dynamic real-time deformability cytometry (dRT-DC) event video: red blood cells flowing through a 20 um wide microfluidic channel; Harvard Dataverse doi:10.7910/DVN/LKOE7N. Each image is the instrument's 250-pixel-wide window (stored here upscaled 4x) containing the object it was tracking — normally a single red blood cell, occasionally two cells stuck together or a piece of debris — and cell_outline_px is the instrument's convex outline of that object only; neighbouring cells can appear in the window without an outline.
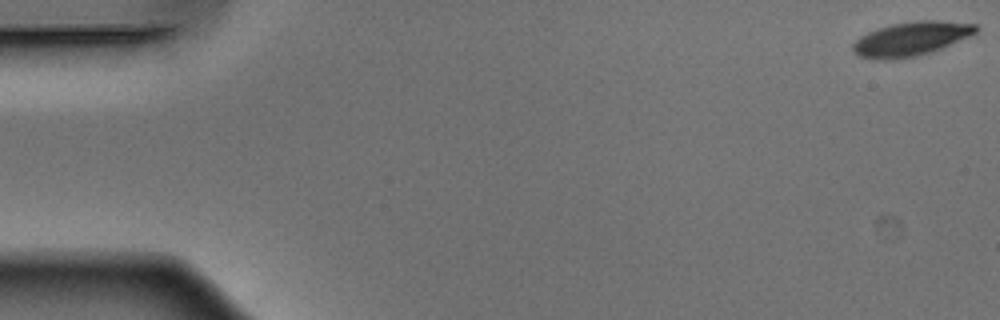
{"species": "Egyptian fruit bat (a non-hibernating species)", "species_latin": "Rousettus aegyptiacus", "temperature_condition": "warm", "stored_images_in_passage": 53, "camera_frame_rate_fps": 3000, "um_per_image_px": 0.085, "animal": {"sex": "male"}, "frame": {"image": 1, "passage_image": 1, "time_ms": 0.0, "image_size_px": [1000, 320], "cell_outline_px": [[980, 28], [976, 32], [968, 36], [932, 52], [916, 56], [888, 60], [880, 60], [860, 56], [852, 52], [852, 44], [860, 36], [868, 32], [892, 24], [920, 20], [936, 20], [976, 24]], "centroid_in_image_um": [77.42, 3.3], "position_along_channel_um": 7.6, "area_um2": 24.22}}
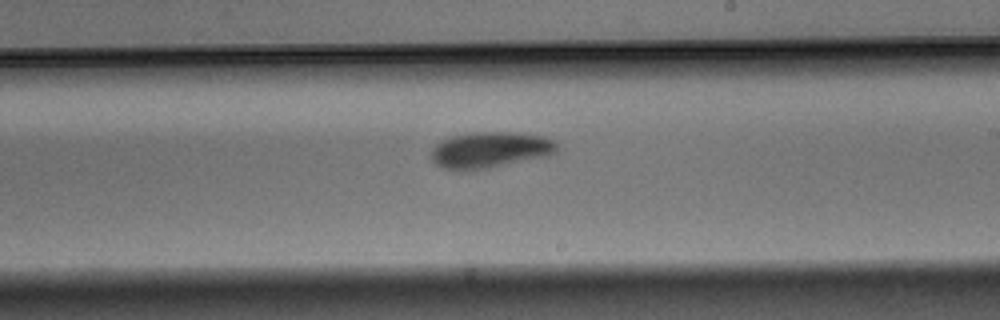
{"frame": {"image": 2, "passage_image": 31, "time_ms": 10.0, "image_size_px": [1000, 320], "cell_outline_px": [[556, 152], [548, 156], [472, 172], [464, 172], [444, 168], [436, 164], [428, 156], [432, 148], [436, 144], [452, 136], [476, 132], [512, 132], [544, 136], [552, 140], [556, 144]], "centroid_in_image_um": [41.61, 12.77], "position_along_channel_um": 247.4, "area_um2": 26.88}}
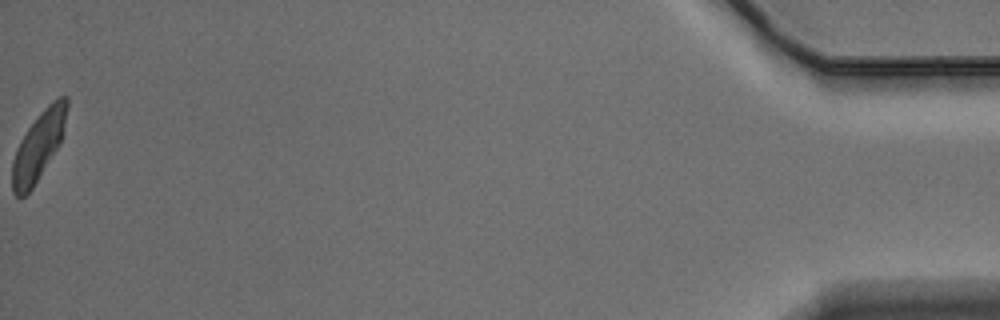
{"frame": {"image": 3, "passage_image": 53, "time_ms": 17.333, "image_size_px": [1000, 320], "cell_outline_px": [[68, 108], [60, 140], [56, 148], [32, 188], [24, 196], [16, 196], [12, 192], [12, 160], [16, 148], [20, 140], [28, 128], [40, 112], [52, 100], [60, 96], [68, 96]], "centroid_in_image_um": [3.24, 12.38], "position_along_channel_um": 432.0, "area_um2": 21.33}, "authors_computed_cell_mechanics": {"area_um2": 24.565, "velocity_mm_per_s": 3.8673, "shape_relaxation_time_tau1_ms": 3.0452, "shape_relaxation_time_tau2_ms": null, "deformation_change_tau1": 0.1505, "deformation_change_tau2": null}}